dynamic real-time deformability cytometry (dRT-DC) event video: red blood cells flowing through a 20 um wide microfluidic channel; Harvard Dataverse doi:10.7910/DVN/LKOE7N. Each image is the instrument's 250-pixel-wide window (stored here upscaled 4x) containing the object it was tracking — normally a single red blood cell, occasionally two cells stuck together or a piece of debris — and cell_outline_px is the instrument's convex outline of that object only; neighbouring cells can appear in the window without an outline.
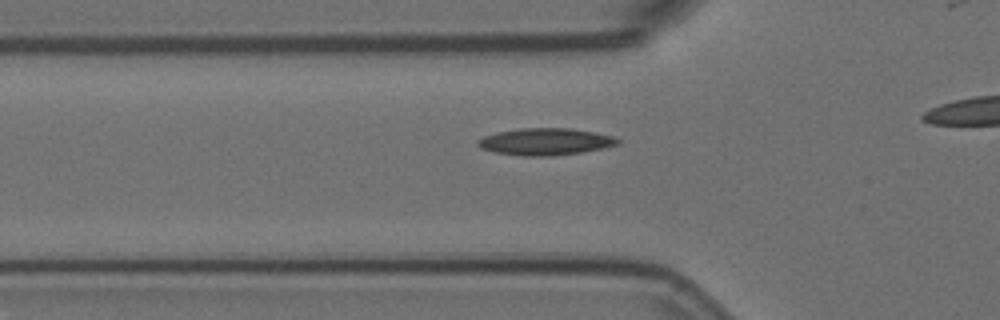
{"species": "Egyptian fruit bat (a non-hibernating species)", "species_latin": "Rousettus aegyptiacus", "temperature_condition": "room temperature", "stored_images_in_passage": 32, "camera_frame_rate_fps": 3000, "um_per_image_px": 0.085, "animal": {"sex": "female"}, "frame": {"image": 1, "passage_image": 5, "time_ms": 1.333, "image_size_px": [1000, 320], "cell_outline_px": [[620, 144], [604, 148], [580, 152], [552, 156], [524, 156], [496, 152], [480, 148], [476, 144], [476, 140], [484, 136], [496, 132], [520, 128], [568, 128], [596, 132], [616, 136], [620, 140]], "centroid_in_image_um": [46.38, 12.03], "position_along_channel_um": 79.4, "area_um2": 22.14}}
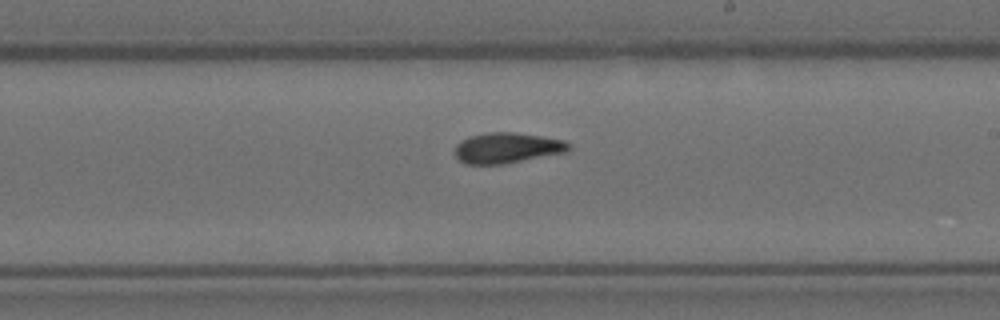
{"frame": {"image": 2, "passage_image": 19, "time_ms": 6.0, "image_size_px": [1000, 320], "cell_outline_px": [[572, 148], [568, 152], [504, 164], [468, 164], [460, 160], [456, 156], [456, 144], [460, 140], [468, 136], [488, 132], [516, 132], [564, 140]], "centroid_in_image_um": [43.12, 12.56], "position_along_channel_um": 245.9, "area_um2": 20.35}}
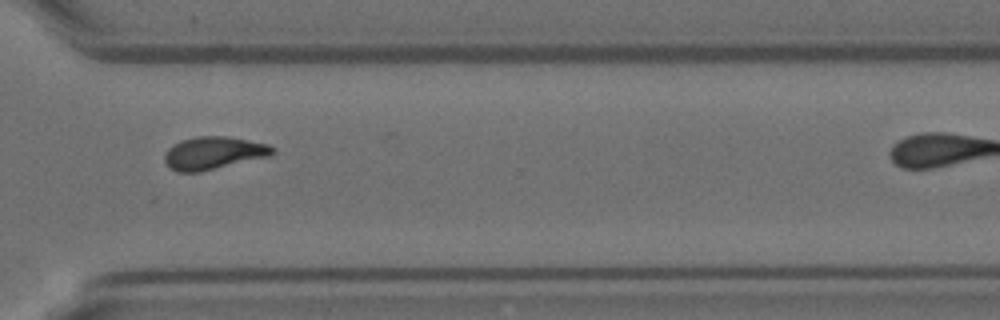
{"frame": {"image": 3, "passage_image": 28, "time_ms": 9.0, "image_size_px": [1000, 320], "cell_outline_px": [[276, 152], [272, 156], [200, 172], [176, 172], [164, 160], [164, 156], [168, 148], [172, 144], [180, 140], [196, 136], [224, 136], [248, 140], [268, 144], [276, 148]], "centroid_in_image_um": [18.19, 13.0], "position_along_channel_um": 352.4, "area_um2": 20.81}}